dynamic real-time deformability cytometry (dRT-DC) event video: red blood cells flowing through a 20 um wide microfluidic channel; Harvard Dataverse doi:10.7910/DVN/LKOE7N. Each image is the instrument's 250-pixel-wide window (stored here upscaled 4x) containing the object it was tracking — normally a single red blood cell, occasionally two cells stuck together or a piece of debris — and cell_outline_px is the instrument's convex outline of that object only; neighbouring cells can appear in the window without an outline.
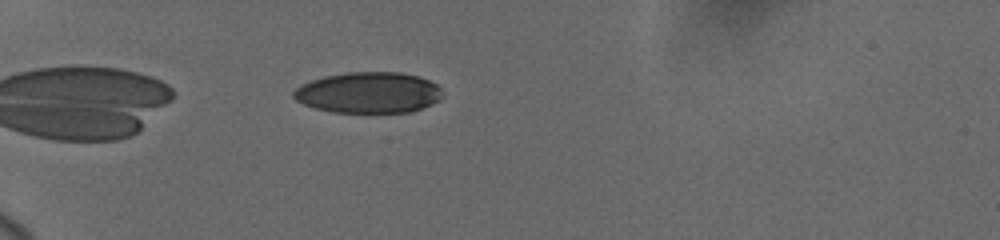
{"species": "human", "species_latin": "Homo sapiens", "temperature_condition": "cold", "stored_images_in_passage": 23, "camera_frame_rate_fps": 3000, "um_per_image_px": 0.085, "donor": {"sex": "female"}, "frame": {"image": 1, "passage_image": 2, "time_ms": 0.333, "image_size_px": [1000, 240], "cell_outline_px": [[444, 96], [440, 100], [432, 104], [412, 112], [332, 112], [316, 108], [304, 104], [296, 100], [292, 96], [292, 92], [300, 84], [324, 76], [348, 72], [400, 72], [416, 76], [428, 80], [436, 84], [444, 92]], "centroid_in_image_um": [31.34, 7.87], "position_along_channel_um": 53.7, "area_um2": 35.72}}
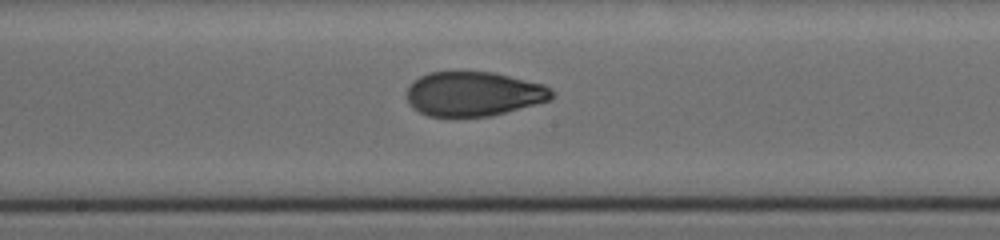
{"frame": {"image": 2, "passage_image": 14, "time_ms": 5.333, "image_size_px": [1000, 240], "cell_outline_px": [[552, 96], [548, 100], [492, 116], [428, 116], [412, 108], [408, 100], [408, 84], [412, 80], [428, 72], [452, 68], [456, 68], [492, 72], [544, 84], [552, 88]], "centroid_in_image_um": [40.19, 7.92], "position_along_channel_um": 208.0, "area_um2": 38.38}}
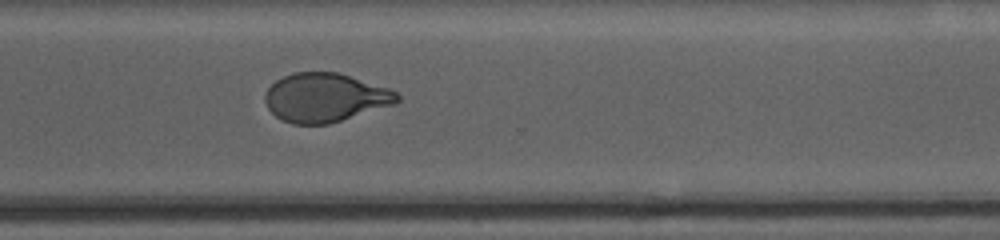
{"frame": {"image": 3, "passage_image": 23, "time_ms": 9.0, "image_size_px": [1000, 240], "cell_outline_px": [[400, 100], [392, 104], [328, 124], [292, 124], [280, 120], [268, 108], [264, 100], [264, 96], [268, 88], [276, 80], [292, 72], [336, 72], [392, 88], [400, 96]], "centroid_in_image_um": [27.61, 8.28], "position_along_channel_um": 343.0, "area_um2": 37.45}}